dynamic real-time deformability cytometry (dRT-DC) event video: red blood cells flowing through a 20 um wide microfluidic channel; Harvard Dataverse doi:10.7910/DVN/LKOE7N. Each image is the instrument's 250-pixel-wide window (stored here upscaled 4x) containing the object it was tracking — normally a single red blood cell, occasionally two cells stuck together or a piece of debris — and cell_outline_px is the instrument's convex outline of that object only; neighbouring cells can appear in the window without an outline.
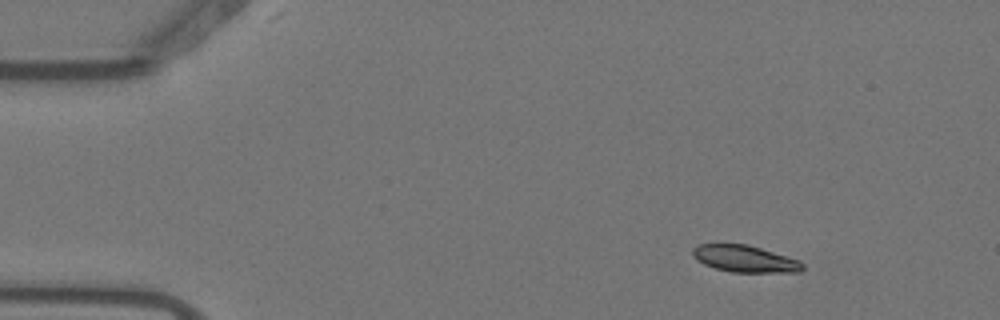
{"species": "Egyptian fruit bat (a non-hibernating species)", "species_latin": "Rousettus aegyptiacus", "temperature_condition": "warm", "stored_images_in_passage": 5, "camera_frame_rate_fps": 3000, "um_per_image_px": 0.085, "animal": {"sex": "female"}, "frame": {"image": 1, "passage_image": 2, "time_ms": 0.333, "image_size_px": [1000, 320], "cell_outline_px": [[804, 268], [800, 272], [732, 272], [716, 268], [704, 264], [696, 260], [692, 256], [692, 248], [696, 244], [748, 244], [800, 260], [804, 264]], "centroid_in_image_um": [63.3, 21.99], "position_along_channel_um": 21.7, "area_um2": 17.28}}
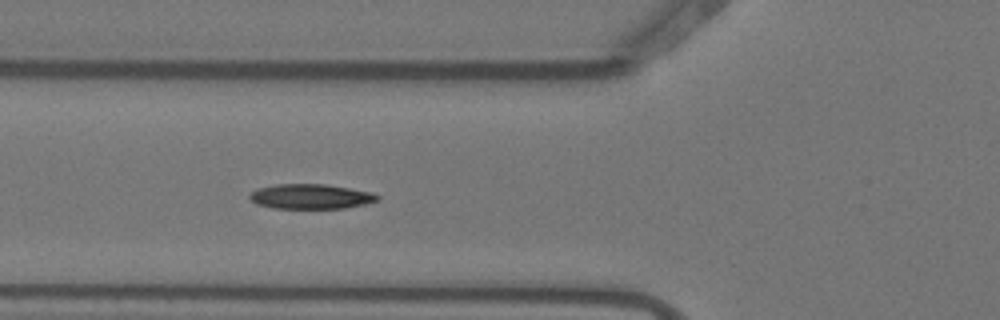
{"frame": {"image": 2, "passage_image": 5, "time_ms": 1.333, "image_size_px": [1000, 320], "cell_outline_px": [[380, 196], [376, 200], [364, 204], [344, 208], [272, 208], [256, 204], [248, 196], [256, 188], [276, 184], [324, 184], [372, 192]], "centroid_in_image_um": [26.37, 16.7], "position_along_channel_um": 99.4, "area_um2": 18.38}}